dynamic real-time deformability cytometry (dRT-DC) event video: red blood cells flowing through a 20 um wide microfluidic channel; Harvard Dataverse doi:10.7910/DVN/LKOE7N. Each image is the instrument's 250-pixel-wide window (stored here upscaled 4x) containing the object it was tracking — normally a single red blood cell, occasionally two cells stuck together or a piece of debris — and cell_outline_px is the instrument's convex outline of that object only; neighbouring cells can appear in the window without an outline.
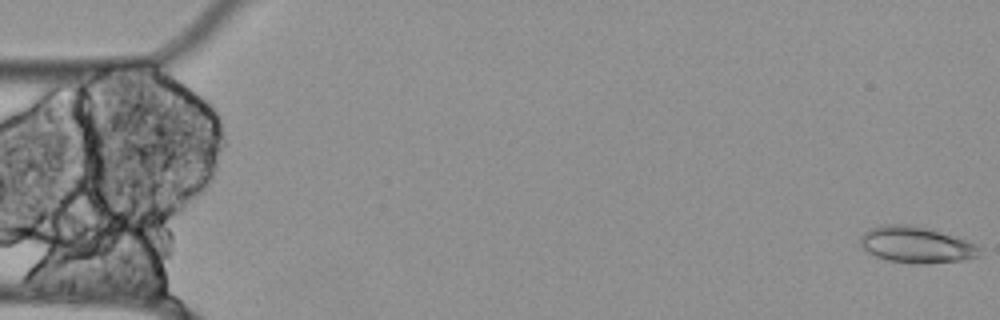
{"species": "Egyptian fruit bat (a non-hibernating species)", "species_latin": "Rousettus aegyptiacus", "temperature_condition": "cold", "stored_images_in_passage": 12, "camera_frame_rate_fps": 3000, "um_per_image_px": 0.085, "animal": {"sex": "female"}, "frame": {"image": 1, "passage_image": 1, "time_ms": 0.0, "image_size_px": [1000, 320], "cell_outline_px": [[980, 256], [964, 260], [888, 260], [876, 256], [868, 252], [860, 244], [860, 236], [864, 232], [880, 224], [908, 224], [928, 228], [976, 244], [980, 248]], "centroid_in_image_um": [77.84, 20.73], "position_along_channel_um": 7.2, "area_um2": 23.93}}